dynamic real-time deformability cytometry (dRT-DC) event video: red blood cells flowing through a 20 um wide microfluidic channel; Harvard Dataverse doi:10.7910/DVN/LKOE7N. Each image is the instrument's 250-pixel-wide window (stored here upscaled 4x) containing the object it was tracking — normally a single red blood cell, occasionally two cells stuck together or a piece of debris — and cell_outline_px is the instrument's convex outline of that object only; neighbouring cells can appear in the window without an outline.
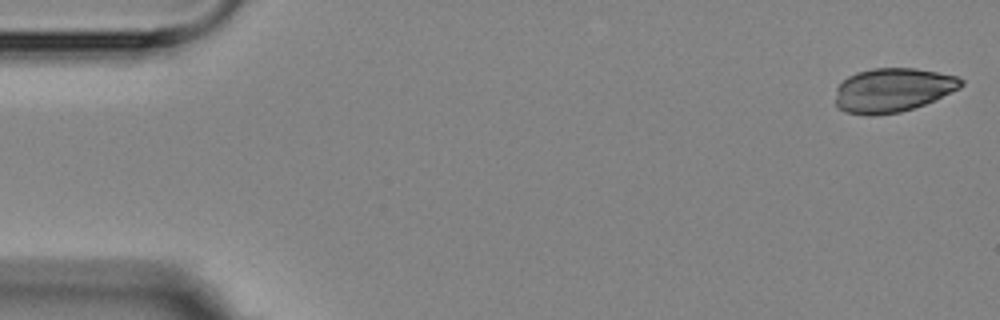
{"species": "Egyptian fruit bat (a non-hibernating species)", "species_latin": "Rousettus aegyptiacus", "temperature_condition": "room temperature", "stored_images_in_passage": 5, "camera_frame_rate_fps": 3000, "um_per_image_px": 0.085, "animal": {"sex": "female"}, "frame": {"image": 1, "passage_image": 1, "time_ms": 0.0, "image_size_px": [1000, 320], "cell_outline_px": [[964, 84], [960, 88], [924, 104], [900, 112], [872, 116], [868, 116], [844, 112], [836, 108], [836, 88], [848, 76], [856, 72], [872, 68], [916, 68], [956, 76], [964, 80]], "centroid_in_image_um": [75.84, 7.66], "position_along_channel_um": 9.2, "area_um2": 32.31}}